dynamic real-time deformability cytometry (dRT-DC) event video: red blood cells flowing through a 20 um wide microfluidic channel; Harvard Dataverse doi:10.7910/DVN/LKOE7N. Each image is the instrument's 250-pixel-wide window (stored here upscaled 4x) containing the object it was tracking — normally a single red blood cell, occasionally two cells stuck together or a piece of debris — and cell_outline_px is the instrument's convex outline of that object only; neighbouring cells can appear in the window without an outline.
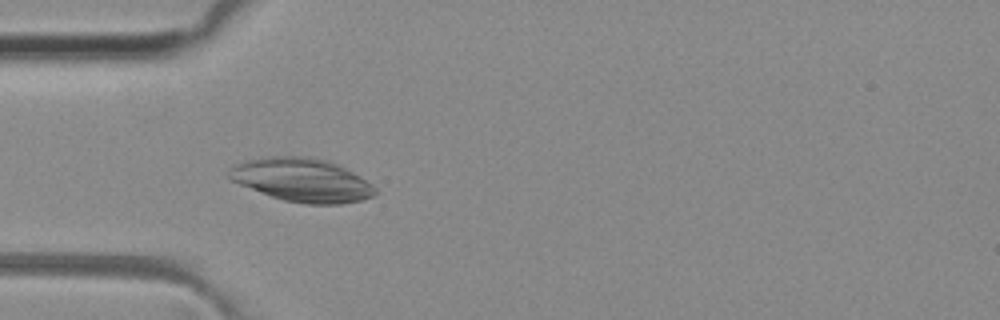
{"species": "common noctule bat (a hibernating species)", "species_latin": "Nyctalus noctula", "temperature_condition": "room temperature", "stored_images_in_passage": 50, "camera_frame_rate_fps": 3000, "um_per_image_px": 0.085, "animal": {"sex": "female", "body_mass_g": 29.2, "forearm_length_mm": 56.3}, "frame": {"image": 1, "passage_image": 15, "time_ms": 4.667, "image_size_px": [1000, 320], "cell_outline_px": [[376, 192], [372, 196], [360, 200], [340, 204], [304, 204], [284, 200], [260, 192], [228, 180], [228, 168], [244, 160], [268, 156], [312, 156], [328, 160], [352, 172], [372, 184], [376, 188]], "centroid_in_image_um": [25.61, 15.29], "position_along_channel_um": 59.4, "area_um2": 37.11}}
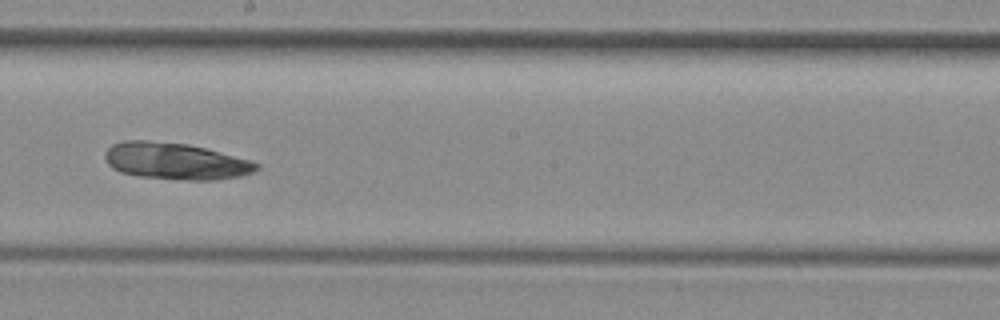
{"frame": {"image": 2, "passage_image": 28, "time_ms": 9.0, "image_size_px": [1000, 320], "cell_outline_px": [[260, 168], [252, 172], [240, 176], [212, 180], [180, 180], [140, 176], [120, 172], [112, 168], [108, 164], [104, 156], [104, 152], [112, 144], [124, 140], [148, 140], [188, 144], [252, 160], [260, 164]], "centroid_in_image_um": [14.9, 13.69], "position_along_channel_um": 233.3, "area_um2": 32.54}}
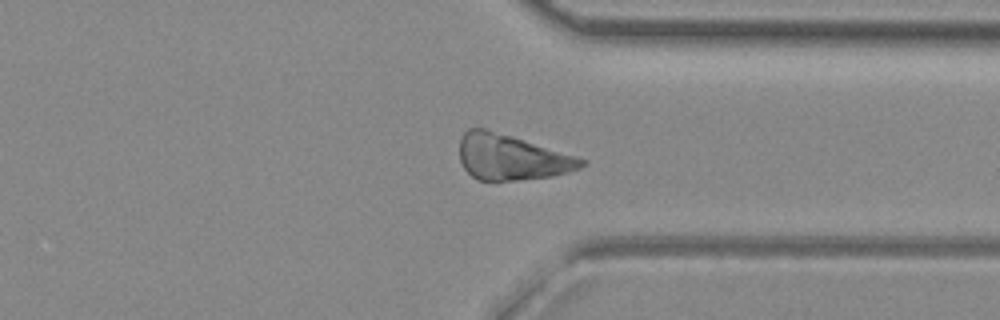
{"frame": {"image": 3, "passage_image": 38, "time_ms": 12.333, "image_size_px": [1000, 320], "cell_outline_px": [[588, 164], [580, 168], [568, 172], [552, 176], [516, 180], [476, 180], [464, 168], [460, 160], [460, 140], [464, 132], [468, 128], [484, 128], [512, 136], [576, 156], [588, 160]], "centroid_in_image_um": [43.48, 13.37], "position_along_channel_um": 367.9, "area_um2": 32.19}}